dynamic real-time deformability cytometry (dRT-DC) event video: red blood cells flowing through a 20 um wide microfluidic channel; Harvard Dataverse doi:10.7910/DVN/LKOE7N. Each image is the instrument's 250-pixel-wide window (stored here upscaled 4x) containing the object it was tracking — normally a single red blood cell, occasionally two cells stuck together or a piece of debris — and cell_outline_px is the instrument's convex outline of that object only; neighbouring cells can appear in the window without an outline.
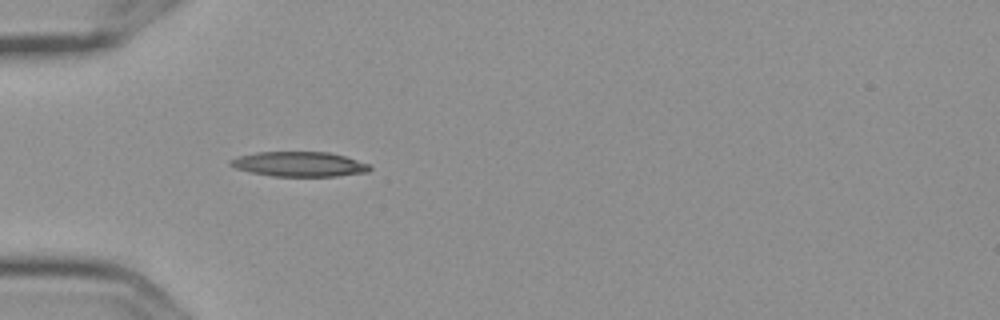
{"species": "Egyptian fruit bat (a non-hibernating species)", "species_latin": "Rousettus aegyptiacus", "temperature_condition": "cold", "stored_images_in_passage": 3, "camera_frame_rate_fps": 3000, "um_per_image_px": 0.085, "frame": {"image": 1, "passage_image": 1, "time_ms": 0.0, "image_size_px": [1000, 320], "cell_outline_px": [[372, 168], [368, 172], [336, 176], [272, 176], [252, 172], [236, 168], [228, 164], [228, 160], [240, 156], [256, 152], [328, 152], [344, 156], [368, 164]], "centroid_in_image_um": [25.42, 13.95], "position_along_channel_um": 59.6, "area_um2": 20.0}}
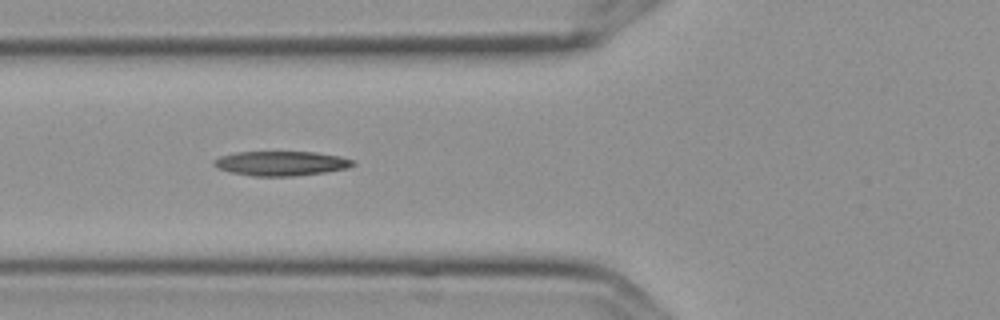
{"frame": {"image": 2, "passage_image": 2, "time_ms": 0.333, "image_size_px": [1000, 320], "cell_outline_px": [[356, 164], [348, 168], [324, 172], [292, 176], [252, 176], [232, 172], [216, 168], [212, 164], [212, 160], [220, 156], [236, 152], [316, 152], [340, 156], [352, 160]], "centroid_in_image_um": [23.86, 13.88], "position_along_channel_um": 101.9, "area_um2": 19.88}}
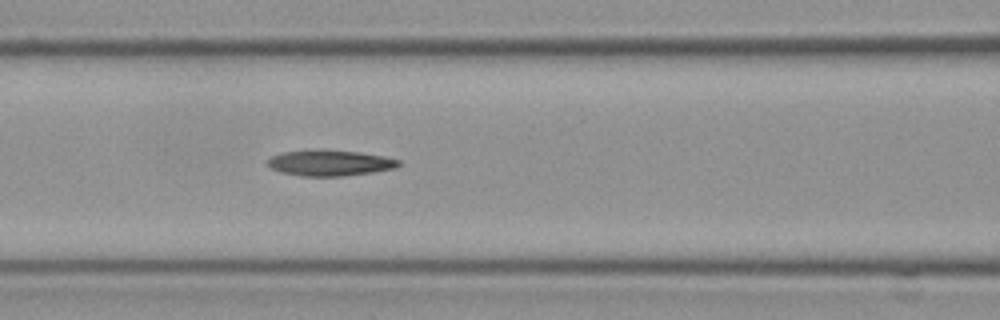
{"frame": {"image": 3, "passage_image": 3, "time_ms": 0.667, "image_size_px": [1000, 320], "cell_outline_px": [[400, 164], [396, 168], [372, 172], [344, 176], [304, 176], [280, 172], [272, 168], [268, 164], [268, 160], [272, 156], [280, 152], [308, 148], [316, 148], [360, 152], [384, 156], [400, 160]], "centroid_in_image_um": [28.02, 13.82], "position_along_channel_um": 138.6, "area_um2": 20.11}}